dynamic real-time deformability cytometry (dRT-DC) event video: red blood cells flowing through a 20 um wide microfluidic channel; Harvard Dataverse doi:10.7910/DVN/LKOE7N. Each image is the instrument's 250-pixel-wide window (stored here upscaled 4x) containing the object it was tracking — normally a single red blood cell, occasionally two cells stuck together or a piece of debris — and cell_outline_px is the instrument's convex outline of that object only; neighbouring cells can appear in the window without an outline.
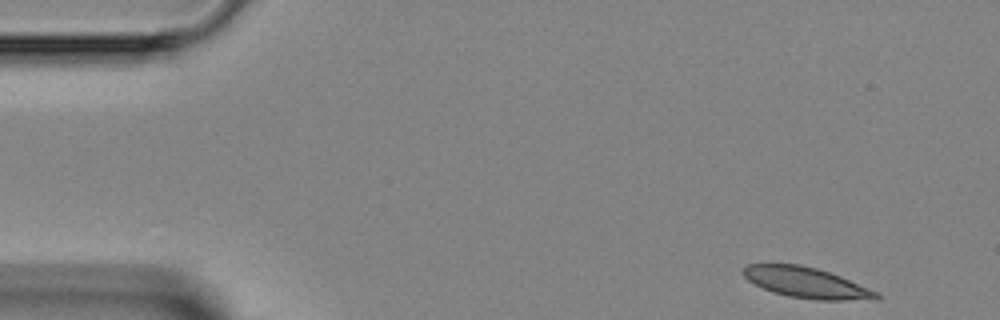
{"species": "Egyptian fruit bat (a non-hibernating species)", "species_latin": "Rousettus aegyptiacus", "temperature_condition": "room temperature", "stored_images_in_passage": 44, "camera_frame_rate_fps": 3000, "um_per_image_px": 0.085, "animal": {"sex": "female"}, "frame": {"image": 1, "passage_image": 1, "time_ms": 0.0, "image_size_px": [1000, 320], "cell_outline_px": [[880, 296], [876, 300], [816, 300], [788, 296], [772, 292], [748, 280], [740, 272], [748, 264], [800, 264], [816, 268], [840, 276], [880, 292]], "centroid_in_image_um": [68.58, 24.03], "position_along_channel_um": 16.4, "area_um2": 23.81}}
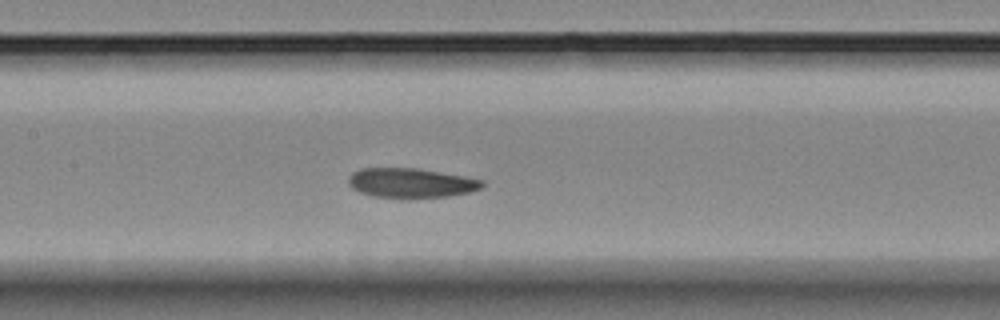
{"frame": {"image": 2, "passage_image": 19, "time_ms": 6.0, "image_size_px": [1000, 320], "cell_outline_px": [[484, 184], [480, 188], [468, 192], [448, 196], [408, 200], [376, 196], [360, 192], [352, 188], [348, 184], [348, 176], [352, 172], [360, 168], [416, 168], [464, 176], [484, 180]], "centroid_in_image_um": [34.9, 15.57], "position_along_channel_um": 172.5, "area_um2": 23.47}}
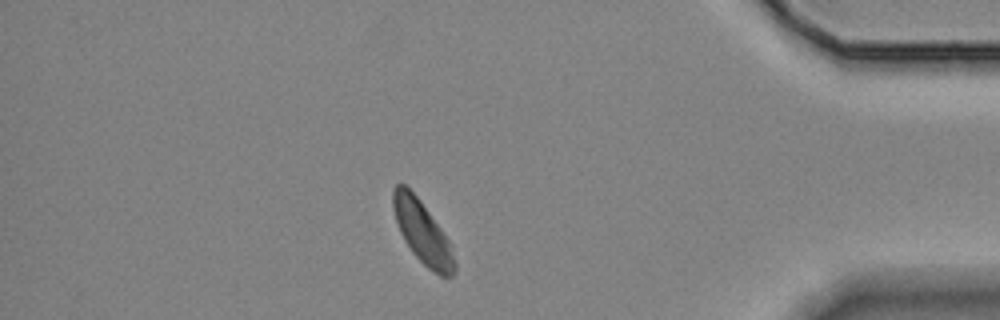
{"frame": {"image": 3, "passage_image": 38, "time_ms": 12.333, "image_size_px": [1000, 320], "cell_outline_px": [[456, 272], [452, 276], [440, 276], [428, 268], [412, 252], [404, 240], [400, 232], [392, 208], [392, 188], [396, 184], [404, 184], [420, 200], [440, 228], [448, 240], [456, 264]], "centroid_in_image_um": [35.88, 19.74], "position_along_channel_um": 399.3, "area_um2": 22.02}}